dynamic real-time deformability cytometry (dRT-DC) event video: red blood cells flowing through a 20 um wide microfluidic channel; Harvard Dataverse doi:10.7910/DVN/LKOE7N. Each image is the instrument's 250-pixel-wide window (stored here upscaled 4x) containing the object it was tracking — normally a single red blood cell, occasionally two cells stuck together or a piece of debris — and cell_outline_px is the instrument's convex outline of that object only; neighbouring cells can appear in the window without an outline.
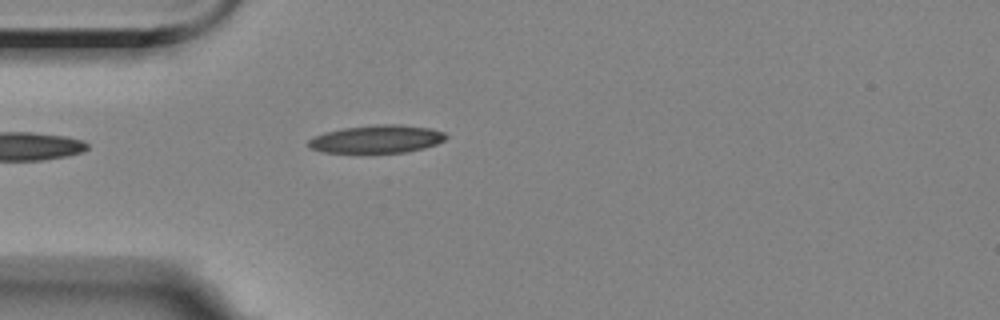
{"species": "Egyptian fruit bat (a non-hibernating species)", "species_latin": "Rousettus aegyptiacus", "temperature_condition": "room temperature", "stored_images_in_passage": 2, "camera_frame_rate_fps": 3000, "um_per_image_px": 0.085, "animal": {"sex": "female"}, "frame": {"image": 1, "passage_image": 2, "time_ms": 1.0, "image_size_px": [1000, 320], "cell_outline_px": [[448, 136], [444, 140], [436, 144], [424, 148], [404, 152], [324, 152], [308, 148], [308, 140], [324, 132], [344, 128], [376, 124], [400, 124], [432, 128], [444, 132]], "centroid_in_image_um": [32.05, 11.81], "position_along_channel_um": 53.0, "area_um2": 22.31}}